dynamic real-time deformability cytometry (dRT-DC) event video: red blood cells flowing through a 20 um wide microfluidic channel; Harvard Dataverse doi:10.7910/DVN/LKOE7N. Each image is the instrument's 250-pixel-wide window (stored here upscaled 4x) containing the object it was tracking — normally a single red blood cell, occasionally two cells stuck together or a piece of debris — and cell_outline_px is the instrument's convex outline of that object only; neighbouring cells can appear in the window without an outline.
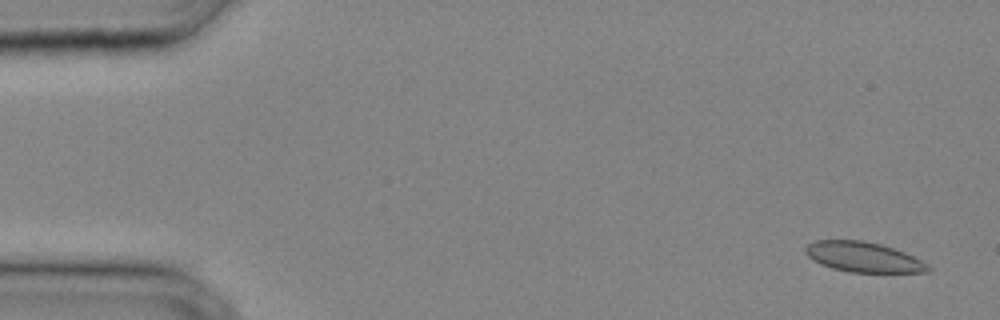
{"species": "common noctule bat (a hibernating species)", "species_latin": "Nyctalus noctula", "temperature_condition": "cold", "stored_images_in_passage": 36, "camera_frame_rate_fps": 3000, "um_per_image_px": 0.085, "animal": {"sex": "male", "body_mass_g": 20.4}, "frame": {"image": 1, "passage_image": 2, "time_ms": 0.333, "image_size_px": [1000, 320], "cell_outline_px": [[932, 272], [852, 272], [832, 268], [820, 264], [808, 256], [804, 252], [804, 248], [808, 244], [816, 240], [860, 240], [880, 244], [904, 252], [920, 260], [932, 268]], "centroid_in_image_um": [73.36, 21.85], "position_along_channel_um": 11.6, "area_um2": 21.33}}
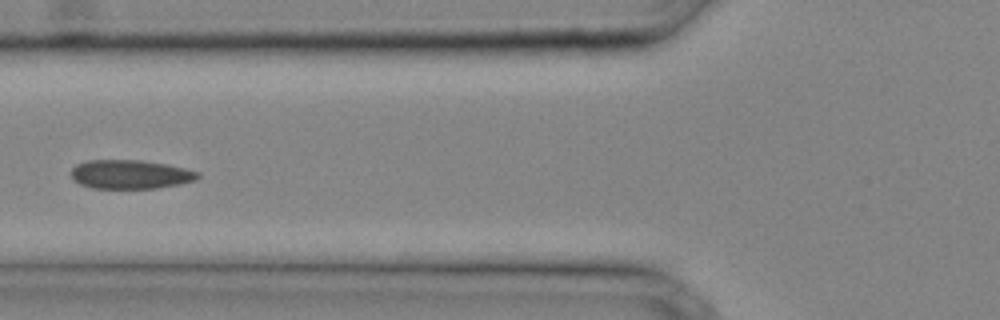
{"frame": {"image": 2, "passage_image": 14, "time_ms": 4.333, "image_size_px": [1000, 320], "cell_outline_px": [[200, 176], [196, 180], [180, 184], [156, 188], [92, 188], [80, 184], [72, 180], [72, 168], [76, 164], [88, 160], [140, 160], [164, 164], [184, 168], [200, 172]], "centroid_in_image_um": [11.07, 14.82], "position_along_channel_um": 114.7, "area_um2": 21.33}}
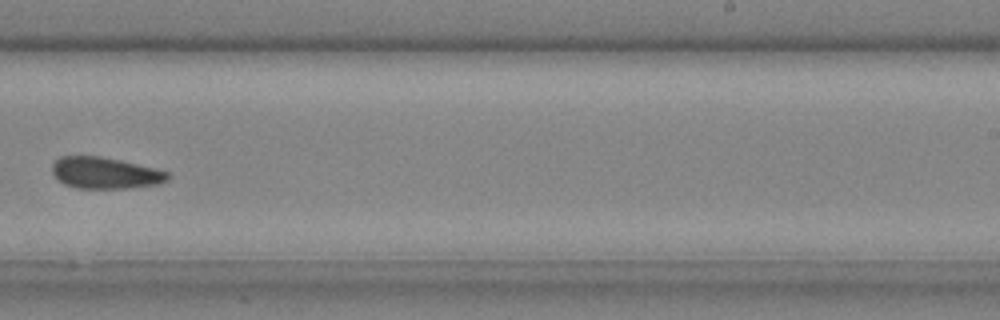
{"frame": {"image": 3, "passage_image": 23, "time_ms": 7.333, "image_size_px": [1000, 320], "cell_outline_px": [[168, 176], [164, 180], [156, 184], [132, 188], [76, 188], [64, 184], [52, 172], [52, 164], [60, 156], [100, 156], [120, 160], [168, 172]], "centroid_in_image_um": [8.88, 14.7], "position_along_channel_um": 280.1, "area_um2": 20.81}}